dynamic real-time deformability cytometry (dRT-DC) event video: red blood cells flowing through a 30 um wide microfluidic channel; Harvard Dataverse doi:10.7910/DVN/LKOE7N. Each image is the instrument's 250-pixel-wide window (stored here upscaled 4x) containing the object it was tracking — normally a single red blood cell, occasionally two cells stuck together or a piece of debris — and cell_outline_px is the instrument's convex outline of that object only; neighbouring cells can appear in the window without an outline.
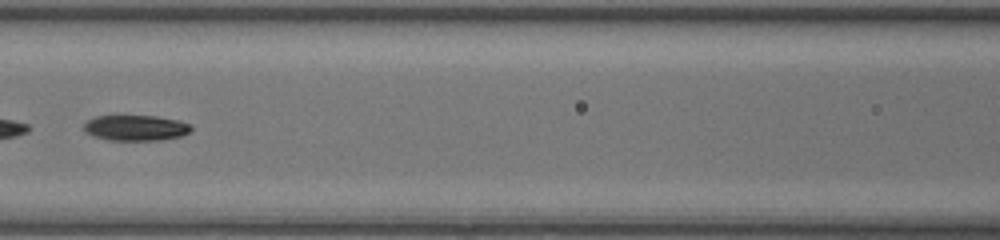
{"species": "common noctule bat (a hibernating species)", "species_latin": "Nyctalus noctula", "temperature_condition": "room temperature", "stored_images_in_passage": 45, "camera_frame_rate_fps": 3000, "um_per_image_px": 0.085, "animal": {"sex": "female", "body_mass_g": 20.0, "forearm_length_mm": 54.0}, "frame": {"image": 1, "passage_image": 20, "time_ms": 6.333, "image_size_px": [1000, 240], "cell_outline_px": [[192, 128], [188, 132], [180, 136], [160, 140], [108, 140], [96, 136], [88, 132], [84, 128], [84, 124], [88, 120], [96, 116], [156, 116], [180, 120], [192, 124]], "centroid_in_image_um": [11.59, 10.86], "position_along_channel_um": 155.0, "area_um2": 15.84}, "authors_computed_cell_mechanics": {"area_um2": 17.2244, "velocity_mm_per_s": 4.319, "shape_relaxation_time_tau1_ms": 3.2059, "shape_relaxation_time_tau2_ms": 3.605, "deformation_change_tau1": 0.1254, "deformation_change_tau2": 0.0849}}